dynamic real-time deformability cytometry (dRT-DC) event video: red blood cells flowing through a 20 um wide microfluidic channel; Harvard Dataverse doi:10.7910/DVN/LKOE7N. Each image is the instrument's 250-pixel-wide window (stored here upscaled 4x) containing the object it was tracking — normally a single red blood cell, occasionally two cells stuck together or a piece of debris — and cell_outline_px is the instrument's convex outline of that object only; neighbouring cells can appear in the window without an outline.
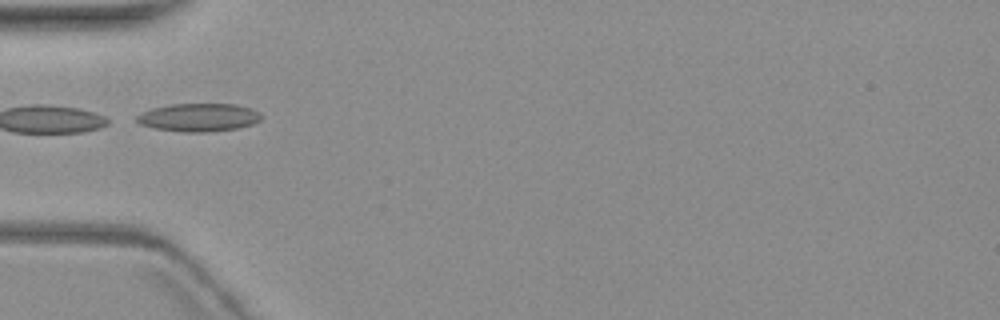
{"species": "common noctule bat (a hibernating species)", "species_latin": "Nyctalus noctula", "temperature_condition": "warm", "stored_images_in_passage": 12, "camera_frame_rate_fps": 3000, "um_per_image_px": 0.085, "animal": {"sex": "female", "body_mass_g": 19.3, "forearm_length_mm": 54.1}, "frame": {"image": 1, "passage_image": 2, "time_ms": 1.0, "image_size_px": [1000, 320], "cell_outline_px": [[264, 116], [260, 120], [252, 124], [236, 128], [208, 132], [180, 132], [156, 128], [140, 124], [136, 120], [136, 116], [140, 112], [152, 108], [172, 104], [236, 104], [252, 108], [260, 112]], "centroid_in_image_um": [16.91, 9.97], "position_along_channel_um": 68.1, "area_um2": 20.52}}
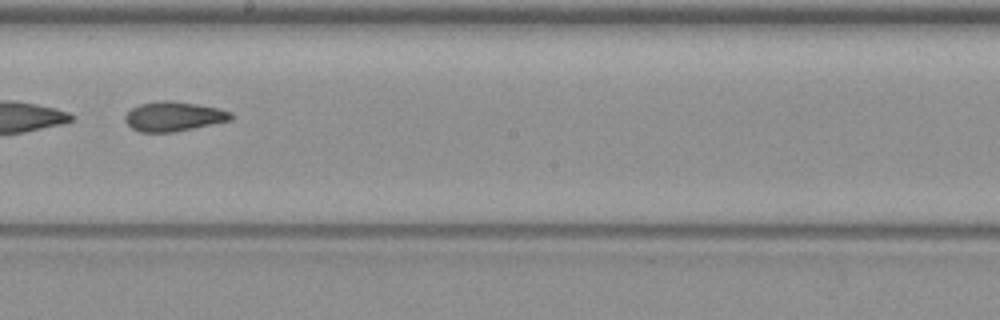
{"frame": {"image": 2, "passage_image": 6, "time_ms": 5.667, "image_size_px": [1000, 320], "cell_outline_px": [[232, 120], [172, 132], [140, 132], [132, 128], [124, 120], [124, 116], [132, 108], [140, 104], [164, 100], [172, 100], [196, 104], [216, 108], [232, 112]], "centroid_in_image_um": [14.74, 9.89], "position_along_channel_um": 233.5, "area_um2": 18.03}}
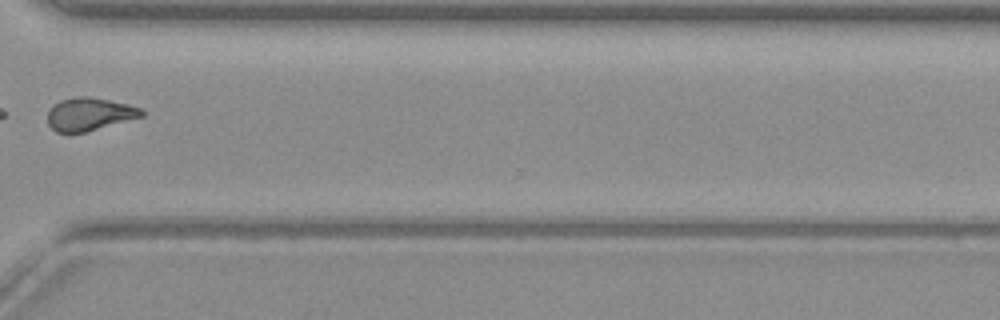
{"frame": {"image": 3, "passage_image": 9, "time_ms": 9.333, "image_size_px": [1000, 320], "cell_outline_px": [[144, 116], [84, 132], [56, 132], [48, 124], [48, 112], [52, 104], [60, 100], [76, 96], [88, 96], [128, 104], [140, 108], [144, 112]], "centroid_in_image_um": [7.58, 9.69], "position_along_channel_um": 363.0, "area_um2": 17.92}, "authors_computed_cell_mechanics": {"area_um2": 18.6694, "velocity_mm_per_s": 3.5429, "shape_relaxation_time_tau1_ms": null, "shape_relaxation_time_tau2_ms": 3.3805, "deformation_change_tau1": null, "deformation_change_tau2": 0.0852}}